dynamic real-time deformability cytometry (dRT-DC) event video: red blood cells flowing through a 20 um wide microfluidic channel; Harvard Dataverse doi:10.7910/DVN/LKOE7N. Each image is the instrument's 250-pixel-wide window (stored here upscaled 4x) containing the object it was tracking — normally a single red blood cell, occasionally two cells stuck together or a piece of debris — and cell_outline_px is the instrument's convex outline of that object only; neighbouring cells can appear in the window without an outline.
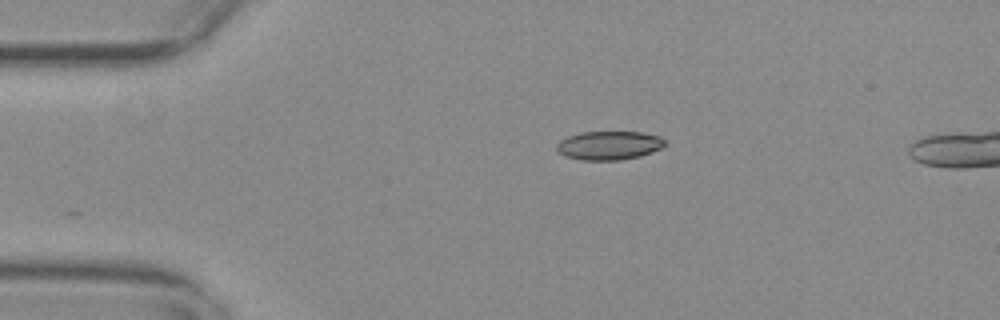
{"species": "common noctule bat (a hibernating species)", "species_latin": "Nyctalus noctula", "temperature_condition": "warm", "stored_images_in_passage": 11, "camera_frame_rate_fps": 3000, "um_per_image_px": 0.085, "animal": {"sex": "female", "body_mass_g": 29.2, "forearm_length_mm": 56.3}, "frame": {"image": 1, "passage_image": 1, "time_ms": 0.0, "image_size_px": [1000, 320], "cell_outline_px": [[664, 144], [660, 148], [640, 156], [620, 160], [584, 160], [564, 156], [556, 148], [556, 144], [560, 140], [568, 136], [580, 132], [644, 132], [660, 136], [664, 140]], "centroid_in_image_um": [51.74, 12.35], "position_along_channel_um": 33.3, "area_um2": 18.03}}
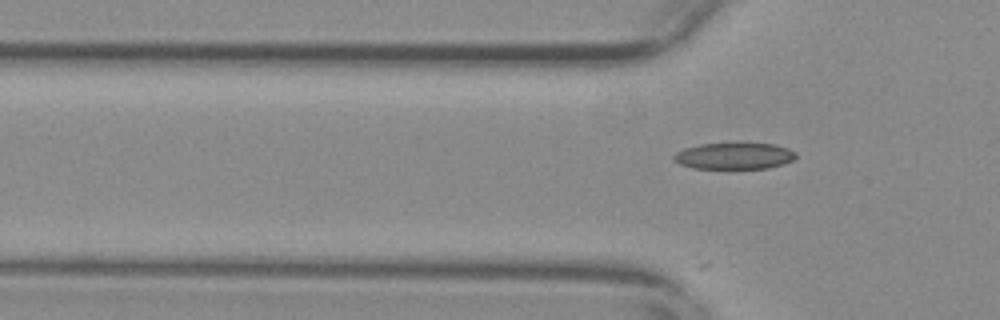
{"frame": {"image": 2, "passage_image": 7, "time_ms": 2.0, "image_size_px": [1000, 320], "cell_outline_px": [[796, 156], [792, 160], [784, 164], [768, 168], [692, 168], [680, 164], [672, 160], [672, 156], [676, 152], [684, 148], [700, 144], [772, 144], [788, 148], [796, 152]], "centroid_in_image_um": [62.38, 13.26], "position_along_channel_um": 63.4, "area_um2": 18.67}}